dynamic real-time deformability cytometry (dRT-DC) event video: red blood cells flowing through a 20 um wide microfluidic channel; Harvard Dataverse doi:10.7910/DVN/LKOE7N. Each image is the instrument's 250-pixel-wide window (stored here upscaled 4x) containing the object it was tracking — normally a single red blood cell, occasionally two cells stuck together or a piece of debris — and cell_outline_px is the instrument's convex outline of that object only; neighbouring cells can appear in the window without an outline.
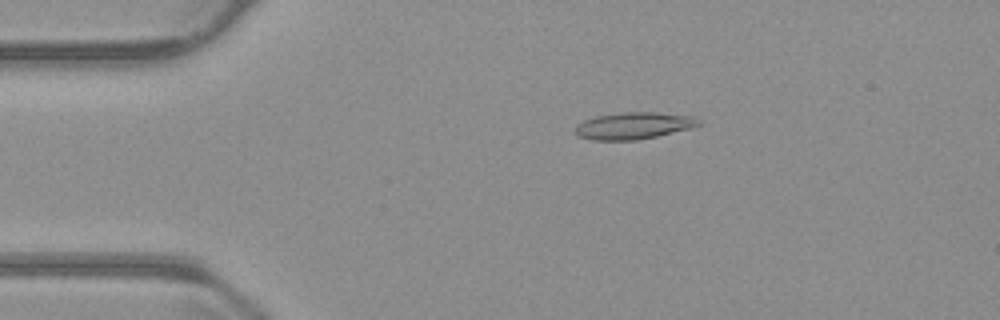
{"species": "common noctule bat (a hibernating species)", "species_latin": "Nyctalus noctula", "temperature_condition": "warm", "stored_images_in_passage": 54, "camera_frame_rate_fps": 3000, "um_per_image_px": 0.085, "animal": {"sex": "male", "body_mass_g": 23.1, "forearm_length_mm": 52.7}, "frame": {"image": 1, "passage_image": 10, "time_ms": 3.0, "image_size_px": [1000, 320], "cell_outline_px": [[700, 124], [688, 128], [656, 136], [636, 140], [592, 140], [580, 136], [576, 132], [576, 124], [584, 120], [596, 116], [624, 112], [656, 112], [696, 116], [700, 120]], "centroid_in_image_um": [53.86, 10.67], "position_along_channel_um": 31.1, "area_um2": 19.13}}
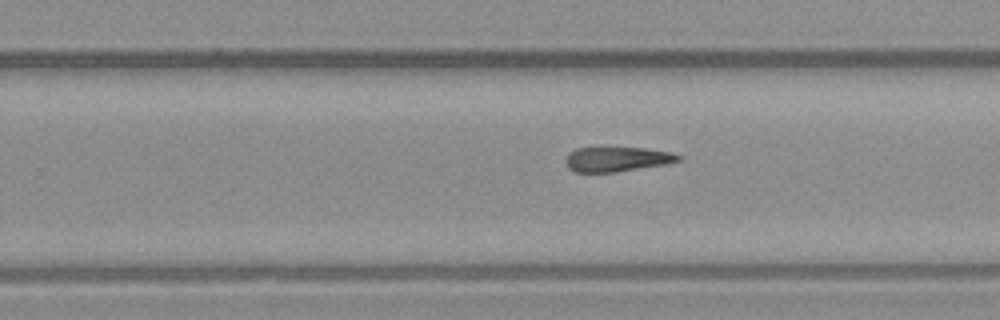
{"frame": {"image": 2, "passage_image": 33, "time_ms": 10.667, "image_size_px": [1000, 320], "cell_outline_px": [[680, 160], [664, 164], [616, 172], [576, 172], [568, 168], [564, 160], [568, 152], [576, 148], [600, 144], [644, 148], [672, 152], [680, 156]], "centroid_in_image_um": [52.34, 13.47], "position_along_channel_um": 277.5, "area_um2": 17.11}}
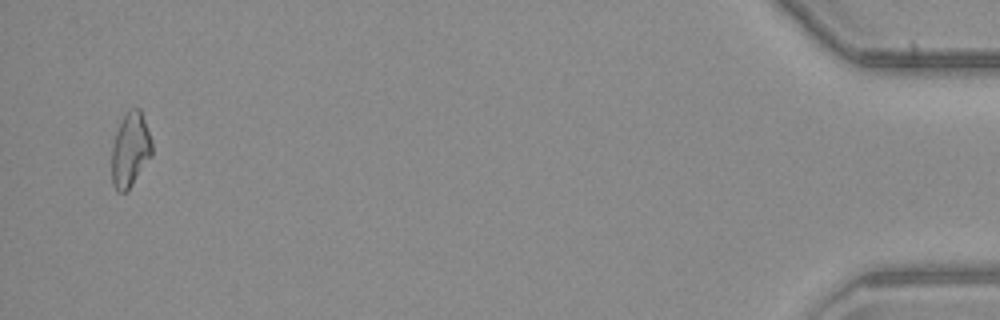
{"frame": {"image": 3, "passage_image": 52, "time_ms": 17.0, "image_size_px": [1000, 320], "cell_outline_px": [[152, 156], [128, 192], [116, 192], [112, 184], [112, 148], [116, 132], [128, 108], [140, 108], [152, 140]], "centroid_in_image_um": [11.08, 12.77], "position_along_channel_um": 424.1, "area_um2": 17.69}, "authors_computed_cell_mechanics": {"area_um2": 17.629, "velocity_mm_per_s": 3.7987, "shape_relaxation_time_tau1_ms": null, "shape_relaxation_time_tau2_ms": 3.4477, "deformation_change_tau1": null, "deformation_change_tau2": 0.1324}}